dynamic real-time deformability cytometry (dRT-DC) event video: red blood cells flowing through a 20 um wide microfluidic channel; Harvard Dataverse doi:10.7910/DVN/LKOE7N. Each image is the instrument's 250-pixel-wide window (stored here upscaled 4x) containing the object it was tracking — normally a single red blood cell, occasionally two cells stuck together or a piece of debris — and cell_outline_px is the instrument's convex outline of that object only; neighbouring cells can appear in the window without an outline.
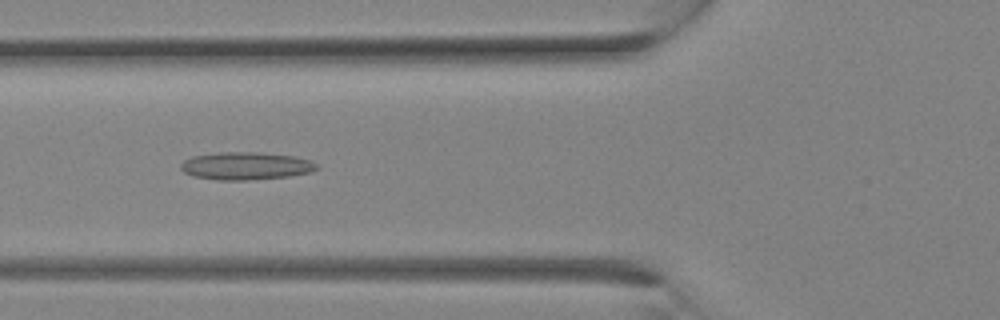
{"species": "Egyptian fruit bat (a non-hibernating species)", "species_latin": "Rousettus aegyptiacus", "temperature_condition": "room temperature", "stored_images_in_passage": 10, "camera_frame_rate_fps": 3000, "um_per_image_px": 0.085, "animal": {"sex": "female"}, "frame": {"image": 1, "passage_image": 5, "time_ms": 1.333, "image_size_px": [1000, 320], "cell_outline_px": [[320, 168], [312, 172], [288, 176], [248, 180], [216, 180], [196, 176], [184, 172], [180, 168], [180, 164], [184, 160], [192, 156], [220, 152], [260, 152], [296, 156], [312, 160], [320, 164]], "centroid_in_image_um": [20.97, 14.09], "position_along_channel_um": 104.8, "area_um2": 22.2}}
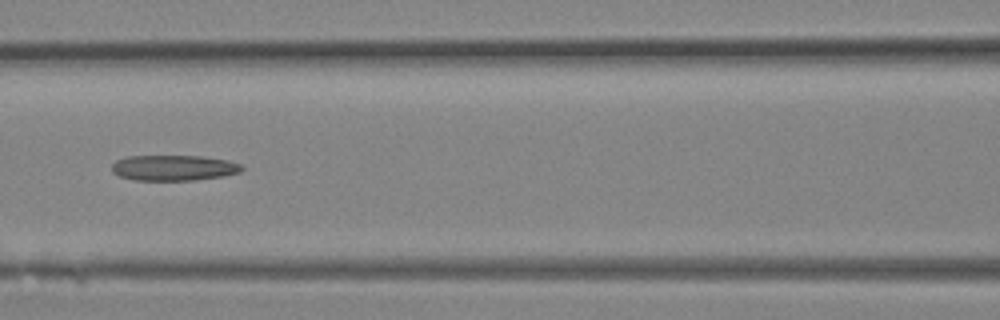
{"frame": {"image": 2, "passage_image": 7, "time_ms": 2.0, "image_size_px": [1000, 320], "cell_outline_px": [[244, 168], [240, 172], [224, 176], [196, 180], [136, 180], [120, 176], [112, 172], [112, 164], [116, 160], [128, 156], [200, 156], [228, 160], [240, 164]], "centroid_in_image_um": [14.77, 14.26], "position_along_channel_um": 151.8, "area_um2": 19.36}}
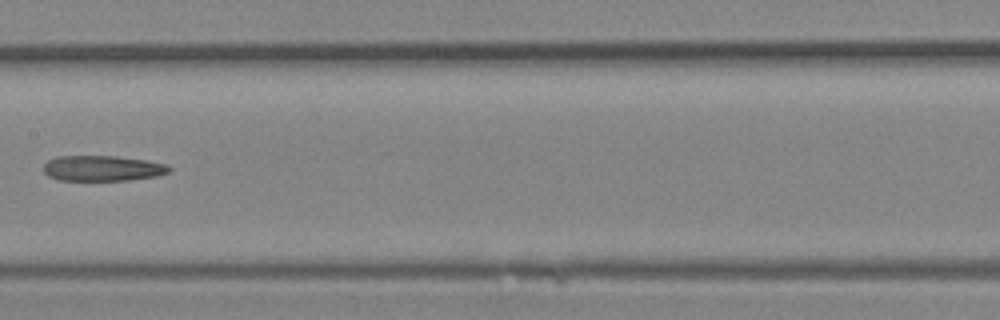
{"frame": {"image": 3, "passage_image": 9, "time_ms": 2.667, "image_size_px": [1000, 320], "cell_outline_px": [[172, 168], [168, 172], [156, 176], [128, 180], [60, 180], [48, 176], [44, 172], [44, 164], [48, 160], [56, 156], [116, 156], [148, 160], [168, 164]], "centroid_in_image_um": [8.73, 14.29], "position_along_channel_um": 198.7, "area_um2": 18.73}}